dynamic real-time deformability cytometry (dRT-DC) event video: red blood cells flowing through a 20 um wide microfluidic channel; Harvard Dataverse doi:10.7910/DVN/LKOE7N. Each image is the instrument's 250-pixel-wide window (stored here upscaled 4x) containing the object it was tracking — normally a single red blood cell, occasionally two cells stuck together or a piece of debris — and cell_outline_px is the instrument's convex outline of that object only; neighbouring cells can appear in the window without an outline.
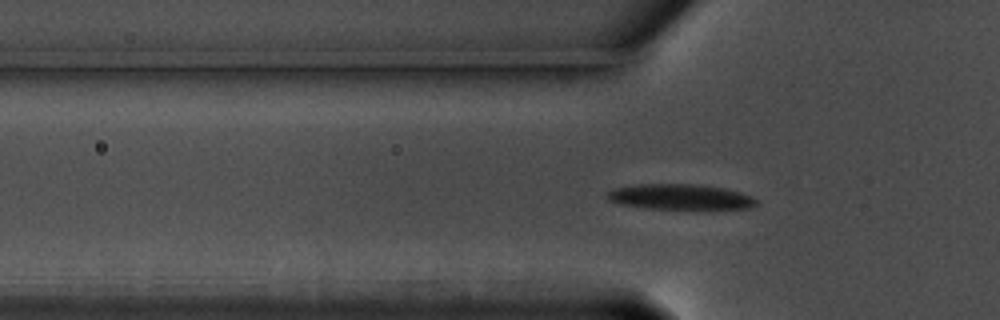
{"species": "common noctule bat (a hibernating species)", "species_latin": "Nyctalus noctula", "temperature_condition": "warm", "stored_images_in_passage": 46, "camera_frame_rate_fps": 3000, "um_per_image_px": 0.085, "animal": {"sex": "male", "body_mass_g": 17.5, "forearm_length_mm": 52.3}, "frame": {"image": 1, "passage_image": 6, "time_ms": 1.667, "image_size_px": [1000, 320], "cell_outline_px": [[756, 204], [748, 208], [648, 208], [620, 204], [608, 200], [608, 192], [612, 188], [640, 184], [700, 184], [724, 188], [740, 192], [752, 196], [756, 200]], "centroid_in_image_um": [57.79, 16.71], "position_along_channel_um": 68.0, "area_um2": 21.73}}
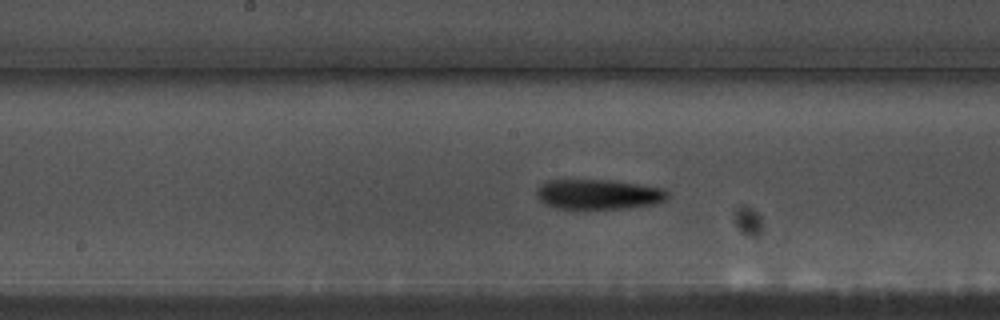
{"frame": {"image": 2, "passage_image": 17, "time_ms": 5.333, "image_size_px": [1000, 320], "cell_outline_px": [[668, 196], [664, 200], [652, 204], [624, 208], [556, 208], [544, 204], [536, 196], [536, 188], [540, 184], [548, 180], [616, 180], [664, 188], [668, 192]], "centroid_in_image_um": [50.83, 16.5], "position_along_channel_um": 197.4, "area_um2": 22.89}}
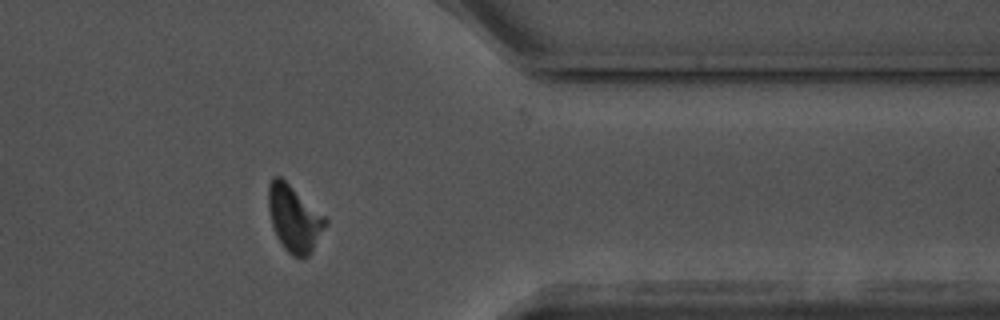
{"frame": {"image": 3, "passage_image": 34, "time_ms": 11.0, "image_size_px": [1000, 320], "cell_outline_px": [[328, 224], [308, 256], [292, 256], [284, 248], [276, 236], [272, 224], [268, 208], [268, 184], [272, 176], [280, 176], [324, 216], [328, 220]], "centroid_in_image_um": [24.98, 18.56], "position_along_channel_um": 386.4, "area_um2": 21.73}, "authors_computed_cell_mechanics": {"area_um2": 21.9929, "velocity_mm_per_s": 3.5595, "shape_relaxation_time_tau1_ms": 4.5186, "shape_relaxation_time_tau2_ms": null, "deformation_change_tau1": 0.1431, "deformation_change_tau2": null}}